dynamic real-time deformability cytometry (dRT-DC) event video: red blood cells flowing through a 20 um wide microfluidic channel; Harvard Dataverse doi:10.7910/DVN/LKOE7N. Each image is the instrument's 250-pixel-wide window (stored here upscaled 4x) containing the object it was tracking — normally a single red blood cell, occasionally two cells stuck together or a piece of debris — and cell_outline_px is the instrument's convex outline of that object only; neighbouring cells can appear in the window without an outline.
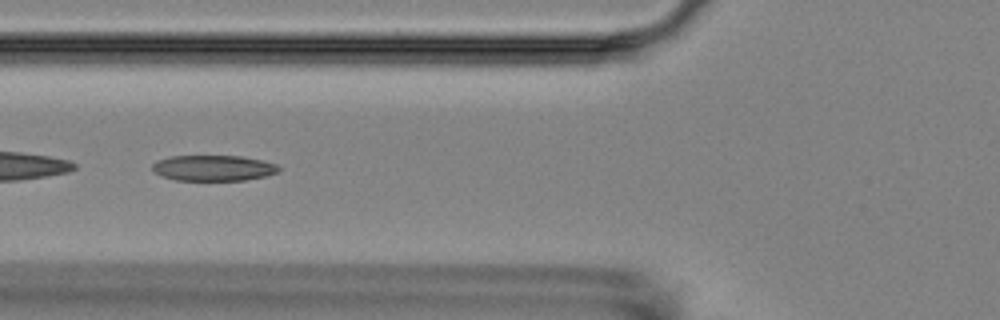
{"species": "Egyptian fruit bat (a non-hibernating species)", "species_latin": "Rousettus aegyptiacus", "temperature_condition": "room temperature", "stored_images_in_passage": 8, "camera_frame_rate_fps": 3000, "um_per_image_px": 0.085, "animal": {"sex": "female"}, "frame": {"image": 1, "passage_image": 6, "time_ms": 6.333, "image_size_px": [1000, 320], "cell_outline_px": [[280, 172], [264, 176], [244, 180], [176, 180], [164, 176], [156, 172], [152, 168], [152, 164], [156, 160], [172, 156], [240, 156], [260, 160], [276, 164], [280, 168]], "centroid_in_image_um": [18.14, 14.28], "position_along_channel_um": 107.7, "area_um2": 18.73}}
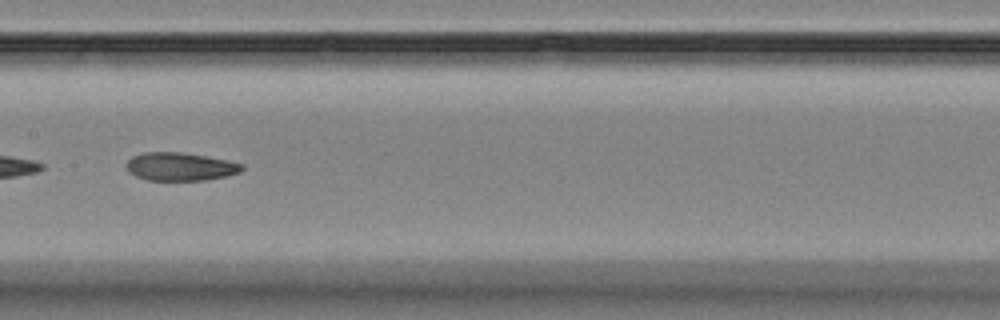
{"frame": {"image": 2, "passage_image": 8, "time_ms": 8.667, "image_size_px": [1000, 320], "cell_outline_px": [[244, 168], [240, 172], [208, 180], [148, 180], [136, 176], [128, 172], [124, 164], [132, 156], [144, 152], [180, 152], [228, 160], [244, 164]], "centroid_in_image_um": [15.29, 14.16], "position_along_channel_um": 192.1, "area_um2": 19.02}}